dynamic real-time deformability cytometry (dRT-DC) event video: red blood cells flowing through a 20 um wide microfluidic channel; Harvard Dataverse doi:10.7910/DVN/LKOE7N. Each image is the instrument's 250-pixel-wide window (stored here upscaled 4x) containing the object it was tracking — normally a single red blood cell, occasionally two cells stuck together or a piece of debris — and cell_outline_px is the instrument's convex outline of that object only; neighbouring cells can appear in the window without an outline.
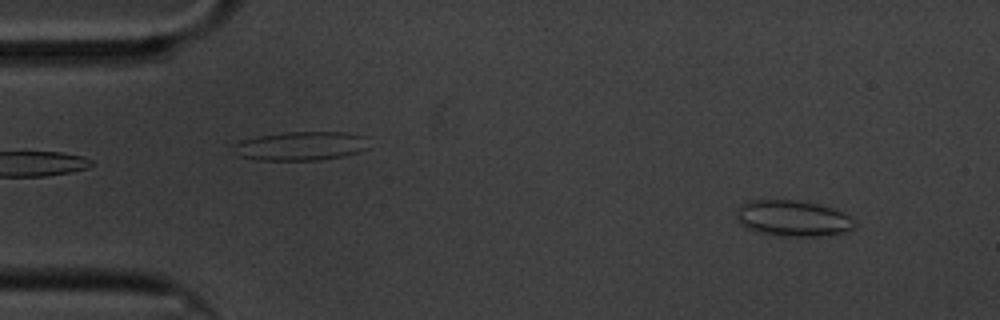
{"species": "common noctule bat (a hibernating species)", "species_latin": "Nyctalus noctula", "temperature_condition": "cold", "stored_images_in_passage": 58, "camera_frame_rate_fps": 3000, "um_per_image_px": 0.085, "animal": {"sex": "male", "body_mass_g": 20.1, "forearm_length_mm": 53.5}, "frame": {"image": 1, "passage_image": 4, "time_ms": 1.0, "image_size_px": [1000, 320], "cell_outline_px": [[856, 224], [852, 228], [844, 232], [820, 236], [776, 236], [756, 232], [740, 224], [736, 216], [740, 204], [744, 200], [796, 200], [820, 204], [832, 208], [848, 216]], "centroid_in_image_um": [67.33, 18.55], "position_along_channel_um": 17.7, "area_um2": 24.8}}
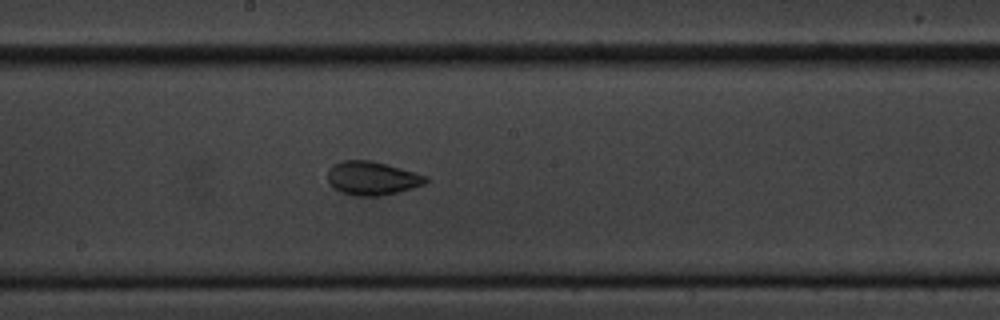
{"frame": {"image": 2, "passage_image": 30, "time_ms": 9.667, "image_size_px": [1000, 320], "cell_outline_px": [[428, 180], [424, 184], [412, 188], [380, 196], [352, 196], [340, 192], [332, 188], [328, 180], [328, 168], [332, 164], [344, 160], [372, 160], [428, 176]], "centroid_in_image_um": [31.58, 15.15], "position_along_channel_um": 216.6, "area_um2": 19.36}}
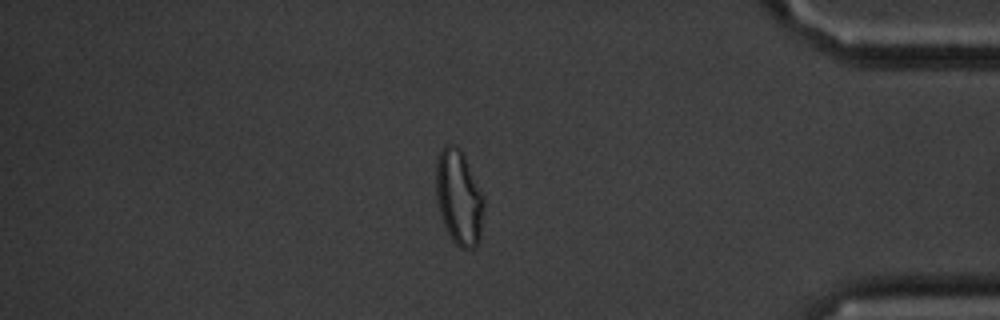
{"frame": {"image": 3, "passage_image": 49, "time_ms": 16.0, "image_size_px": [1000, 320], "cell_outline_px": [[484, 208], [480, 240], [472, 248], [460, 248], [452, 240], [444, 224], [436, 200], [436, 160], [440, 148], [444, 144], [452, 144], [460, 148], [464, 152], [484, 196]], "centroid_in_image_um": [39.01, 16.73], "position_along_channel_um": 396.2, "area_um2": 26.93}, "authors_computed_cell_mechanics": {"area_um2": 21.9351, "velocity_mm_per_s": 3.3364, "shape_relaxation_time_tau1_ms": 7.9793, "shape_relaxation_time_tau2_ms": 1.4826, "deformation_change_tau1": 0.1198, "deformation_change_tau2": 0.0555}}